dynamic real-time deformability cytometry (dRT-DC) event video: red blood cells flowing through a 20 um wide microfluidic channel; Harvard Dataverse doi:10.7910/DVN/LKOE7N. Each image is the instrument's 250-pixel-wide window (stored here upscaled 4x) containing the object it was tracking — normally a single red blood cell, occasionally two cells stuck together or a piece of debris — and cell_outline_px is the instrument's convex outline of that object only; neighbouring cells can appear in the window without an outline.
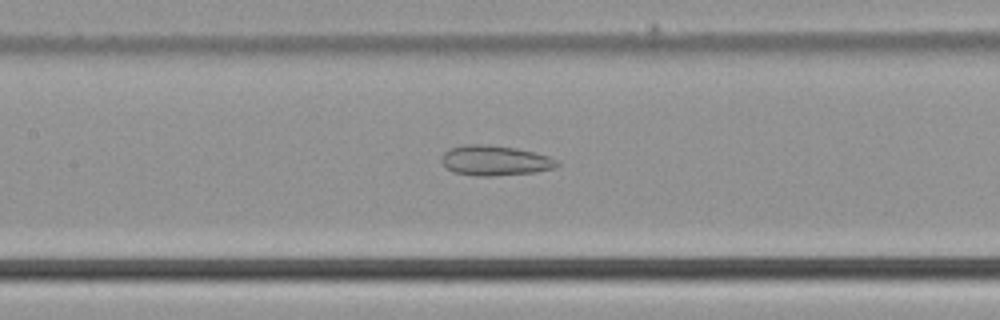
{"species": "common noctule bat (a hibernating species)", "species_latin": "Nyctalus noctula", "temperature_condition": "cold", "stored_images_in_passage": 44, "camera_frame_rate_fps": 3000, "um_per_image_px": 0.085, "animal": {"sex": "male", "body_mass_g": 21.5, "forearm_length_mm": 52.0}, "frame": {"image": 1, "passage_image": 17, "time_ms": 5.333, "image_size_px": [1000, 320], "cell_outline_px": [[560, 164], [556, 168], [536, 172], [492, 176], [476, 176], [452, 172], [440, 160], [444, 152], [448, 148], [464, 144], [484, 144], [516, 148], [548, 156], [556, 160]], "centroid_in_image_um": [42.05, 13.64], "position_along_channel_um": 165.4, "area_um2": 20.35}}
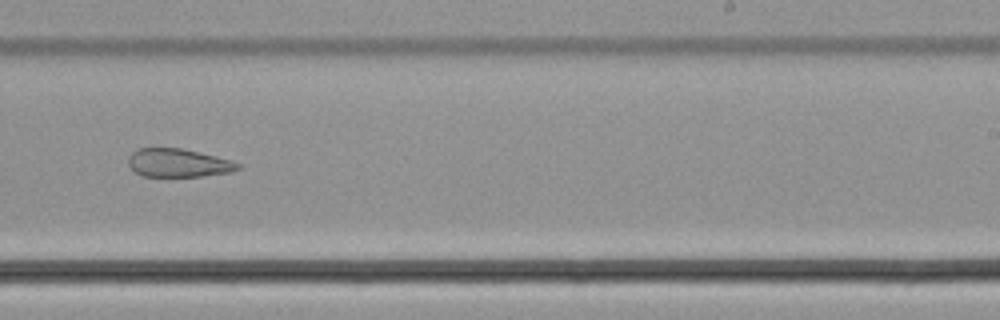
{"frame": {"image": 2, "passage_image": 25, "time_ms": 8.0, "image_size_px": [1000, 320], "cell_outline_px": [[240, 168], [232, 172], [204, 176], [144, 176], [136, 172], [128, 164], [128, 156], [132, 152], [140, 148], [180, 148], [228, 160], [240, 164]], "centroid_in_image_um": [15.12, 13.86], "position_along_channel_um": 273.9, "area_um2": 17.74}}
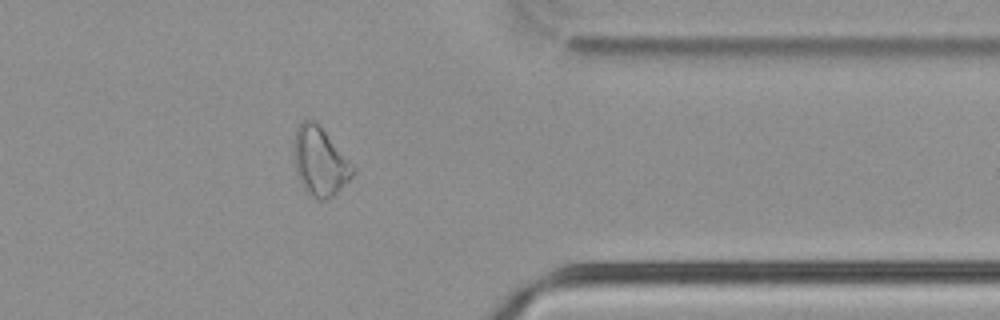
{"frame": {"image": 3, "passage_image": 34, "time_ms": 11.0, "image_size_px": [1000, 320], "cell_outline_px": [[356, 172], [332, 196], [320, 200], [308, 196], [296, 172], [292, 156], [296, 128], [308, 116], [316, 120], [320, 124], [356, 168]], "centroid_in_image_um": [27.17, 13.67], "position_along_channel_um": 384.2, "area_um2": 23.93}}